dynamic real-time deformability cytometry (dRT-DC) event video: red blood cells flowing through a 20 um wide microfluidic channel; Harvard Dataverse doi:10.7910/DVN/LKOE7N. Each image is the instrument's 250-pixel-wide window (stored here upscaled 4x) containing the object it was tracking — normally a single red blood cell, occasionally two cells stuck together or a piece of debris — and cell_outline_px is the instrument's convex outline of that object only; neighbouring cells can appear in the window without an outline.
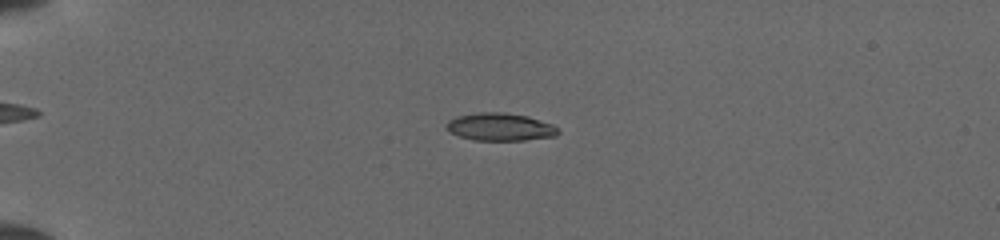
{"species": "common noctule bat (a hibernating species)", "species_latin": "Nyctalus noctula", "temperature_condition": "cold", "stored_images_in_passage": 48, "camera_frame_rate_fps": 3000, "um_per_image_px": 0.085, "animal": {"sex": "female", "body_mass_g": 19.5, "forearm_length_mm": 54.1}, "frame": {"image": 1, "passage_image": 11, "time_ms": 3.333, "image_size_px": [1000, 240], "cell_outline_px": [[560, 132], [556, 136], [524, 140], [472, 140], [448, 132], [444, 124], [448, 120], [456, 116], [480, 112], [504, 112], [528, 116], [552, 124], [560, 128]], "centroid_in_image_um": [42.5, 10.78], "position_along_channel_um": 42.5, "area_um2": 18.26}}
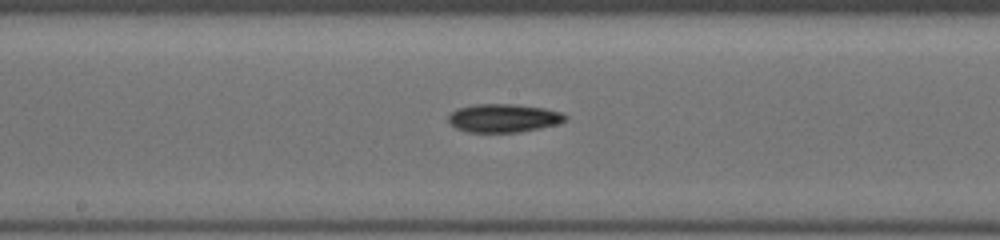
{"frame": {"image": 2, "passage_image": 26, "time_ms": 8.333, "image_size_px": [1000, 240], "cell_outline_px": [[568, 116], [564, 120], [556, 124], [540, 128], [520, 132], [464, 132], [456, 128], [448, 120], [448, 116], [456, 108], [476, 104], [512, 104], [544, 108], [560, 112]], "centroid_in_image_um": [42.77, 10.04], "position_along_channel_um": 205.4, "area_um2": 19.25}}
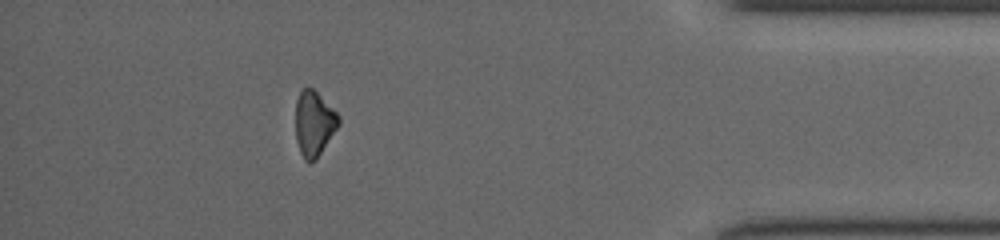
{"frame": {"image": 3, "passage_image": 43, "time_ms": 14.0, "image_size_px": [1000, 240], "cell_outline_px": [[340, 124], [316, 160], [308, 164], [304, 160], [300, 152], [296, 140], [296, 100], [300, 88], [312, 88], [340, 116]], "centroid_in_image_um": [26.68, 10.53], "position_along_channel_um": 408.5, "area_um2": 16.42}}